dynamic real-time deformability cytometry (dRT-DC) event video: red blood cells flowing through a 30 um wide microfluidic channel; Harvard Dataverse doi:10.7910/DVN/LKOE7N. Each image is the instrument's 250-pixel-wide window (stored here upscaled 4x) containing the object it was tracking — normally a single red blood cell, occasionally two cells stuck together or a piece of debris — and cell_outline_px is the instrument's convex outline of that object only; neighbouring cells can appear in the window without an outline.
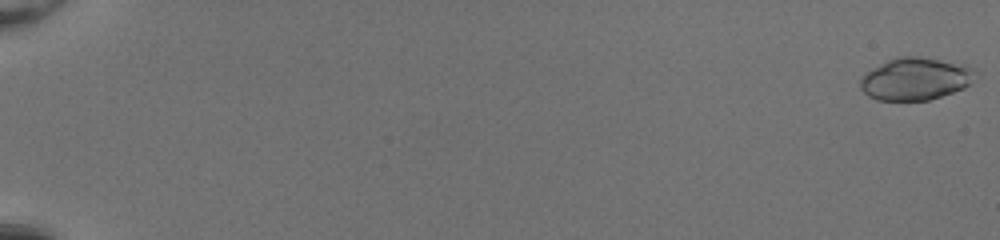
{"species": "common noctule bat (a hibernating species)", "species_latin": "Nyctalus noctula", "temperature_condition": "room temperature", "stored_images_in_passage": 53, "camera_frame_rate_fps": 3000, "um_per_image_px": 0.085, "animal": {"sex": "female", "body_mass_g": 20.0, "forearm_length_mm": 54.0}, "frame": {"image": 1, "passage_image": 1, "time_ms": 0.0, "image_size_px": [1000, 240], "cell_outline_px": [[980, 72], [964, 88], [928, 100], [876, 100], [868, 96], [860, 88], [860, 76], [872, 68], [896, 56], [920, 56], [964, 64]], "centroid_in_image_um": [77.8, 6.69], "position_along_channel_um": 7.2, "area_um2": 28.61}}
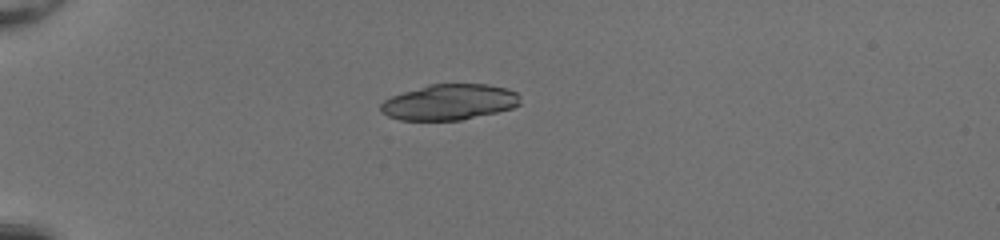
{"frame": {"image": 2, "passage_image": 17, "time_ms": 5.333, "image_size_px": [1000, 240], "cell_outline_px": [[520, 104], [512, 108], [496, 112], [460, 120], [400, 120], [388, 116], [380, 112], [380, 104], [384, 100], [392, 96], [428, 84], [488, 84], [508, 88], [516, 92]], "centroid_in_image_um": [38.18, 8.68], "position_along_channel_um": 46.8, "area_um2": 28.96}}